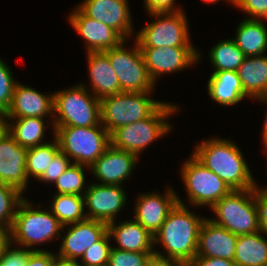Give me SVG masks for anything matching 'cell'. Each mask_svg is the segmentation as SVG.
Returning <instances> with one entry per match:
<instances>
[{"mask_svg": "<svg viewBox=\"0 0 267 266\" xmlns=\"http://www.w3.org/2000/svg\"><path fill=\"white\" fill-rule=\"evenodd\" d=\"M17 188L0 182V226L11 230L19 204L25 198Z\"/></svg>", "mask_w": 267, "mask_h": 266, "instance_id": "1f68e13d", "label": "cell"}, {"mask_svg": "<svg viewBox=\"0 0 267 266\" xmlns=\"http://www.w3.org/2000/svg\"><path fill=\"white\" fill-rule=\"evenodd\" d=\"M84 193V204L88 208L86 217L106 224L116 221L115 216L126 203V193L121 185L91 183Z\"/></svg>", "mask_w": 267, "mask_h": 266, "instance_id": "4fadbf2b", "label": "cell"}, {"mask_svg": "<svg viewBox=\"0 0 267 266\" xmlns=\"http://www.w3.org/2000/svg\"><path fill=\"white\" fill-rule=\"evenodd\" d=\"M78 8L87 17L114 29L124 40L134 33L127 0H85Z\"/></svg>", "mask_w": 267, "mask_h": 266, "instance_id": "5bb4252c", "label": "cell"}, {"mask_svg": "<svg viewBox=\"0 0 267 266\" xmlns=\"http://www.w3.org/2000/svg\"><path fill=\"white\" fill-rule=\"evenodd\" d=\"M137 160V155L109 145L90 168L96 179L101 182L99 184L121 185L132 174Z\"/></svg>", "mask_w": 267, "mask_h": 266, "instance_id": "ac0fdd59", "label": "cell"}, {"mask_svg": "<svg viewBox=\"0 0 267 266\" xmlns=\"http://www.w3.org/2000/svg\"><path fill=\"white\" fill-rule=\"evenodd\" d=\"M26 161L27 148L20 146L6 131L0 137V182L24 193L28 185Z\"/></svg>", "mask_w": 267, "mask_h": 266, "instance_id": "2e32d148", "label": "cell"}, {"mask_svg": "<svg viewBox=\"0 0 267 266\" xmlns=\"http://www.w3.org/2000/svg\"><path fill=\"white\" fill-rule=\"evenodd\" d=\"M148 74L156 83L161 74L181 71L200 60V52L195 47L140 48ZM199 59V60H198Z\"/></svg>", "mask_w": 267, "mask_h": 266, "instance_id": "7c38bea8", "label": "cell"}, {"mask_svg": "<svg viewBox=\"0 0 267 266\" xmlns=\"http://www.w3.org/2000/svg\"><path fill=\"white\" fill-rule=\"evenodd\" d=\"M177 108L172 103L163 102L149 117L114 130L110 134V145L139 157L154 140L170 133L172 125L166 119L178 111Z\"/></svg>", "mask_w": 267, "mask_h": 266, "instance_id": "277c9868", "label": "cell"}, {"mask_svg": "<svg viewBox=\"0 0 267 266\" xmlns=\"http://www.w3.org/2000/svg\"><path fill=\"white\" fill-rule=\"evenodd\" d=\"M237 239L238 235L213 223L206 217L199 230L196 257L234 261Z\"/></svg>", "mask_w": 267, "mask_h": 266, "instance_id": "44dd1931", "label": "cell"}, {"mask_svg": "<svg viewBox=\"0 0 267 266\" xmlns=\"http://www.w3.org/2000/svg\"><path fill=\"white\" fill-rule=\"evenodd\" d=\"M91 93L99 100L121 92L118 77L104 52H87Z\"/></svg>", "mask_w": 267, "mask_h": 266, "instance_id": "603a6c76", "label": "cell"}, {"mask_svg": "<svg viewBox=\"0 0 267 266\" xmlns=\"http://www.w3.org/2000/svg\"><path fill=\"white\" fill-rule=\"evenodd\" d=\"M107 233V224L86 218L72 223L66 230L59 253L56 256L78 261L85 251ZM79 258V259H78Z\"/></svg>", "mask_w": 267, "mask_h": 266, "instance_id": "9a60e30c", "label": "cell"}, {"mask_svg": "<svg viewBox=\"0 0 267 266\" xmlns=\"http://www.w3.org/2000/svg\"><path fill=\"white\" fill-rule=\"evenodd\" d=\"M86 41L87 52H103L117 47L124 39L111 27L87 17L78 7L68 18Z\"/></svg>", "mask_w": 267, "mask_h": 266, "instance_id": "d6986e66", "label": "cell"}, {"mask_svg": "<svg viewBox=\"0 0 267 266\" xmlns=\"http://www.w3.org/2000/svg\"><path fill=\"white\" fill-rule=\"evenodd\" d=\"M160 193L139 194L136 200L134 220L139 222L153 236L160 230L170 211L178 203L174 189Z\"/></svg>", "mask_w": 267, "mask_h": 266, "instance_id": "e0dca14e", "label": "cell"}, {"mask_svg": "<svg viewBox=\"0 0 267 266\" xmlns=\"http://www.w3.org/2000/svg\"><path fill=\"white\" fill-rule=\"evenodd\" d=\"M10 244V231L0 226V255Z\"/></svg>", "mask_w": 267, "mask_h": 266, "instance_id": "f6af8a7d", "label": "cell"}, {"mask_svg": "<svg viewBox=\"0 0 267 266\" xmlns=\"http://www.w3.org/2000/svg\"><path fill=\"white\" fill-rule=\"evenodd\" d=\"M11 245L10 243L0 255V266H26L28 256L33 250L14 248Z\"/></svg>", "mask_w": 267, "mask_h": 266, "instance_id": "74e56055", "label": "cell"}, {"mask_svg": "<svg viewBox=\"0 0 267 266\" xmlns=\"http://www.w3.org/2000/svg\"><path fill=\"white\" fill-rule=\"evenodd\" d=\"M245 54L237 47L234 39H225L214 45L209 52V59L218 71H236L244 62Z\"/></svg>", "mask_w": 267, "mask_h": 266, "instance_id": "f546056e", "label": "cell"}, {"mask_svg": "<svg viewBox=\"0 0 267 266\" xmlns=\"http://www.w3.org/2000/svg\"><path fill=\"white\" fill-rule=\"evenodd\" d=\"M187 266H236L234 261L221 258L195 257Z\"/></svg>", "mask_w": 267, "mask_h": 266, "instance_id": "ee69618b", "label": "cell"}, {"mask_svg": "<svg viewBox=\"0 0 267 266\" xmlns=\"http://www.w3.org/2000/svg\"><path fill=\"white\" fill-rule=\"evenodd\" d=\"M34 209L32 204L23 199L18 206L13 226L10 230V243L18 244L22 248L33 251L42 249H31L33 245L52 241L55 237L61 239L60 231L63 225L51 213L50 210Z\"/></svg>", "mask_w": 267, "mask_h": 266, "instance_id": "3957f363", "label": "cell"}, {"mask_svg": "<svg viewBox=\"0 0 267 266\" xmlns=\"http://www.w3.org/2000/svg\"><path fill=\"white\" fill-rule=\"evenodd\" d=\"M59 149L73 163L90 167L110 145V134L102 125L90 127L52 126Z\"/></svg>", "mask_w": 267, "mask_h": 266, "instance_id": "5b68a950", "label": "cell"}, {"mask_svg": "<svg viewBox=\"0 0 267 266\" xmlns=\"http://www.w3.org/2000/svg\"><path fill=\"white\" fill-rule=\"evenodd\" d=\"M51 213L59 220L63 227L86 219L84 213V196L75 194H54L50 203Z\"/></svg>", "mask_w": 267, "mask_h": 266, "instance_id": "f1b7e54d", "label": "cell"}, {"mask_svg": "<svg viewBox=\"0 0 267 266\" xmlns=\"http://www.w3.org/2000/svg\"><path fill=\"white\" fill-rule=\"evenodd\" d=\"M52 143L46 142L27 149L26 175L39 178L52 162L54 156L60 151L56 138Z\"/></svg>", "mask_w": 267, "mask_h": 266, "instance_id": "4dcf8cb0", "label": "cell"}, {"mask_svg": "<svg viewBox=\"0 0 267 266\" xmlns=\"http://www.w3.org/2000/svg\"><path fill=\"white\" fill-rule=\"evenodd\" d=\"M237 73L248 97L259 99L267 96V55L246 57Z\"/></svg>", "mask_w": 267, "mask_h": 266, "instance_id": "cb8c5ba5", "label": "cell"}, {"mask_svg": "<svg viewBox=\"0 0 267 266\" xmlns=\"http://www.w3.org/2000/svg\"><path fill=\"white\" fill-rule=\"evenodd\" d=\"M78 84L54 94V121L51 126L90 127L100 125V100Z\"/></svg>", "mask_w": 267, "mask_h": 266, "instance_id": "8992f818", "label": "cell"}, {"mask_svg": "<svg viewBox=\"0 0 267 266\" xmlns=\"http://www.w3.org/2000/svg\"><path fill=\"white\" fill-rule=\"evenodd\" d=\"M127 40H123L117 47L103 51L114 69L121 92H151L155 83L150 78L145 60L138 42L135 47L125 48Z\"/></svg>", "mask_w": 267, "mask_h": 266, "instance_id": "30bf717a", "label": "cell"}, {"mask_svg": "<svg viewBox=\"0 0 267 266\" xmlns=\"http://www.w3.org/2000/svg\"><path fill=\"white\" fill-rule=\"evenodd\" d=\"M254 198L258 210L259 231L262 234H267V191L258 189L256 184Z\"/></svg>", "mask_w": 267, "mask_h": 266, "instance_id": "ab89813d", "label": "cell"}, {"mask_svg": "<svg viewBox=\"0 0 267 266\" xmlns=\"http://www.w3.org/2000/svg\"><path fill=\"white\" fill-rule=\"evenodd\" d=\"M7 121L11 122H7V131L20 146L28 149L46 143L42 141L46 127L44 118H7Z\"/></svg>", "mask_w": 267, "mask_h": 266, "instance_id": "83f0119b", "label": "cell"}, {"mask_svg": "<svg viewBox=\"0 0 267 266\" xmlns=\"http://www.w3.org/2000/svg\"><path fill=\"white\" fill-rule=\"evenodd\" d=\"M90 168L85 165L71 163L65 172L55 181L57 194H75L84 196L86 190L84 168Z\"/></svg>", "mask_w": 267, "mask_h": 266, "instance_id": "d6a6232c", "label": "cell"}, {"mask_svg": "<svg viewBox=\"0 0 267 266\" xmlns=\"http://www.w3.org/2000/svg\"><path fill=\"white\" fill-rule=\"evenodd\" d=\"M56 254L50 251H32L26 262V266H53Z\"/></svg>", "mask_w": 267, "mask_h": 266, "instance_id": "b9f144b4", "label": "cell"}, {"mask_svg": "<svg viewBox=\"0 0 267 266\" xmlns=\"http://www.w3.org/2000/svg\"><path fill=\"white\" fill-rule=\"evenodd\" d=\"M70 160L62 151H59L48 166V169L37 179L41 182L54 183L70 166Z\"/></svg>", "mask_w": 267, "mask_h": 266, "instance_id": "8d00e7d4", "label": "cell"}, {"mask_svg": "<svg viewBox=\"0 0 267 266\" xmlns=\"http://www.w3.org/2000/svg\"><path fill=\"white\" fill-rule=\"evenodd\" d=\"M5 61L0 58V112L6 113L17 82L14 81L12 71Z\"/></svg>", "mask_w": 267, "mask_h": 266, "instance_id": "e575fe53", "label": "cell"}, {"mask_svg": "<svg viewBox=\"0 0 267 266\" xmlns=\"http://www.w3.org/2000/svg\"><path fill=\"white\" fill-rule=\"evenodd\" d=\"M246 57L265 54L267 50V27L263 20L245 18L236 29L233 38Z\"/></svg>", "mask_w": 267, "mask_h": 266, "instance_id": "484cf974", "label": "cell"}, {"mask_svg": "<svg viewBox=\"0 0 267 266\" xmlns=\"http://www.w3.org/2000/svg\"><path fill=\"white\" fill-rule=\"evenodd\" d=\"M260 231L238 235L234 262L236 266H267V238Z\"/></svg>", "mask_w": 267, "mask_h": 266, "instance_id": "4316f807", "label": "cell"}, {"mask_svg": "<svg viewBox=\"0 0 267 266\" xmlns=\"http://www.w3.org/2000/svg\"><path fill=\"white\" fill-rule=\"evenodd\" d=\"M181 168V178L188 201L194 206L212 207L232 191L226 182L201 164L192 154Z\"/></svg>", "mask_w": 267, "mask_h": 266, "instance_id": "8fae6325", "label": "cell"}, {"mask_svg": "<svg viewBox=\"0 0 267 266\" xmlns=\"http://www.w3.org/2000/svg\"><path fill=\"white\" fill-rule=\"evenodd\" d=\"M107 232L117 242L115 249L130 252H154V236L135 220L124 221L115 225L107 224Z\"/></svg>", "mask_w": 267, "mask_h": 266, "instance_id": "7402d4cb", "label": "cell"}, {"mask_svg": "<svg viewBox=\"0 0 267 266\" xmlns=\"http://www.w3.org/2000/svg\"><path fill=\"white\" fill-rule=\"evenodd\" d=\"M204 2H208V3H217L219 2L220 0H203ZM230 3H232V5H234V0H228Z\"/></svg>", "mask_w": 267, "mask_h": 266, "instance_id": "681fc988", "label": "cell"}, {"mask_svg": "<svg viewBox=\"0 0 267 266\" xmlns=\"http://www.w3.org/2000/svg\"><path fill=\"white\" fill-rule=\"evenodd\" d=\"M259 101H261L262 103L267 104V100L265 98H259ZM266 120L264 121V126H263V130H262V140L264 142V146L267 148V114L265 116Z\"/></svg>", "mask_w": 267, "mask_h": 266, "instance_id": "7dc6e473", "label": "cell"}, {"mask_svg": "<svg viewBox=\"0 0 267 266\" xmlns=\"http://www.w3.org/2000/svg\"><path fill=\"white\" fill-rule=\"evenodd\" d=\"M192 155L226 182L232 190L256 187L240 148L232 141L216 137L203 140L195 147Z\"/></svg>", "mask_w": 267, "mask_h": 266, "instance_id": "6da1fadb", "label": "cell"}, {"mask_svg": "<svg viewBox=\"0 0 267 266\" xmlns=\"http://www.w3.org/2000/svg\"><path fill=\"white\" fill-rule=\"evenodd\" d=\"M177 200L178 203L154 235V244L161 243L168 258L188 264L196 257L199 230L206 218L189 211L179 196Z\"/></svg>", "mask_w": 267, "mask_h": 266, "instance_id": "7a4b0ae2", "label": "cell"}, {"mask_svg": "<svg viewBox=\"0 0 267 266\" xmlns=\"http://www.w3.org/2000/svg\"><path fill=\"white\" fill-rule=\"evenodd\" d=\"M207 85L211 99L225 106L237 104L248 97L236 71L213 72Z\"/></svg>", "mask_w": 267, "mask_h": 266, "instance_id": "d4e9b609", "label": "cell"}, {"mask_svg": "<svg viewBox=\"0 0 267 266\" xmlns=\"http://www.w3.org/2000/svg\"><path fill=\"white\" fill-rule=\"evenodd\" d=\"M145 266H187V264L168 258L167 256L163 255V252H159L154 249V252L151 253L146 260Z\"/></svg>", "mask_w": 267, "mask_h": 266, "instance_id": "7bdbcfd3", "label": "cell"}, {"mask_svg": "<svg viewBox=\"0 0 267 266\" xmlns=\"http://www.w3.org/2000/svg\"><path fill=\"white\" fill-rule=\"evenodd\" d=\"M151 253L153 252H130L112 247L107 266H145Z\"/></svg>", "mask_w": 267, "mask_h": 266, "instance_id": "d590c367", "label": "cell"}, {"mask_svg": "<svg viewBox=\"0 0 267 266\" xmlns=\"http://www.w3.org/2000/svg\"><path fill=\"white\" fill-rule=\"evenodd\" d=\"M53 266H80V263L78 261L67 260L56 256Z\"/></svg>", "mask_w": 267, "mask_h": 266, "instance_id": "bcb514c9", "label": "cell"}, {"mask_svg": "<svg viewBox=\"0 0 267 266\" xmlns=\"http://www.w3.org/2000/svg\"><path fill=\"white\" fill-rule=\"evenodd\" d=\"M266 152H267V148H266ZM258 189L263 190V191H267V187L266 186H265V188L259 187Z\"/></svg>", "mask_w": 267, "mask_h": 266, "instance_id": "f907efd6", "label": "cell"}, {"mask_svg": "<svg viewBox=\"0 0 267 266\" xmlns=\"http://www.w3.org/2000/svg\"><path fill=\"white\" fill-rule=\"evenodd\" d=\"M234 6L250 15L248 19L267 20V0H234Z\"/></svg>", "mask_w": 267, "mask_h": 266, "instance_id": "f35d334b", "label": "cell"}, {"mask_svg": "<svg viewBox=\"0 0 267 266\" xmlns=\"http://www.w3.org/2000/svg\"><path fill=\"white\" fill-rule=\"evenodd\" d=\"M6 113L0 112V137L7 131Z\"/></svg>", "mask_w": 267, "mask_h": 266, "instance_id": "c3c4849f", "label": "cell"}, {"mask_svg": "<svg viewBox=\"0 0 267 266\" xmlns=\"http://www.w3.org/2000/svg\"><path fill=\"white\" fill-rule=\"evenodd\" d=\"M111 237L107 232L98 242L92 244L82 255L80 264L87 266H107L112 246Z\"/></svg>", "mask_w": 267, "mask_h": 266, "instance_id": "836d02e7", "label": "cell"}, {"mask_svg": "<svg viewBox=\"0 0 267 266\" xmlns=\"http://www.w3.org/2000/svg\"><path fill=\"white\" fill-rule=\"evenodd\" d=\"M155 21L144 25L134 38L140 48L193 47L184 11L151 13Z\"/></svg>", "mask_w": 267, "mask_h": 266, "instance_id": "9c48e42d", "label": "cell"}, {"mask_svg": "<svg viewBox=\"0 0 267 266\" xmlns=\"http://www.w3.org/2000/svg\"><path fill=\"white\" fill-rule=\"evenodd\" d=\"M54 118V94H42L24 84L17 82L11 104L6 112L7 118L39 117L47 115Z\"/></svg>", "mask_w": 267, "mask_h": 266, "instance_id": "ffe728a7", "label": "cell"}, {"mask_svg": "<svg viewBox=\"0 0 267 266\" xmlns=\"http://www.w3.org/2000/svg\"><path fill=\"white\" fill-rule=\"evenodd\" d=\"M210 209L216 215V218H211L210 220L233 234L243 235L259 231L254 188L232 190Z\"/></svg>", "mask_w": 267, "mask_h": 266, "instance_id": "ba28073f", "label": "cell"}, {"mask_svg": "<svg viewBox=\"0 0 267 266\" xmlns=\"http://www.w3.org/2000/svg\"><path fill=\"white\" fill-rule=\"evenodd\" d=\"M151 92H120L100 100V122L111 134L117 128L149 117L163 102Z\"/></svg>", "mask_w": 267, "mask_h": 266, "instance_id": "52a82bcc", "label": "cell"}, {"mask_svg": "<svg viewBox=\"0 0 267 266\" xmlns=\"http://www.w3.org/2000/svg\"><path fill=\"white\" fill-rule=\"evenodd\" d=\"M175 0H144V8L149 13L178 12L181 8H176Z\"/></svg>", "mask_w": 267, "mask_h": 266, "instance_id": "60d3db41", "label": "cell"}]
</instances>
